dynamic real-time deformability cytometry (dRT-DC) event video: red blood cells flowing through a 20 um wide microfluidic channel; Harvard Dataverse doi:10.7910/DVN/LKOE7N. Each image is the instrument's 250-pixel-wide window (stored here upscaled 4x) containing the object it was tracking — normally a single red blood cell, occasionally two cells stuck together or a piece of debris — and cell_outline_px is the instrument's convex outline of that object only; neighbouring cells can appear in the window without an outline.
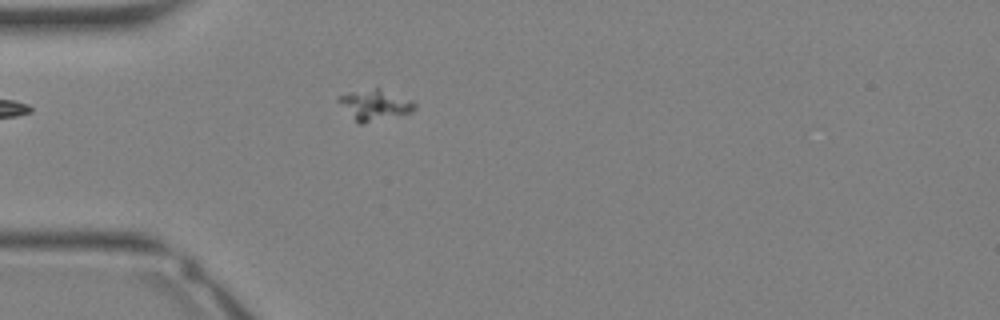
{"species": "Egyptian fruit bat (a non-hibernating species)", "species_latin": "Rousettus aegyptiacus", "temperature_condition": "warm", "stored_images_in_passage": 26, "camera_frame_rate_fps": 3000, "um_per_image_px": 0.085, "animal": {"sex": "female"}, "frame": {"image": 1, "passage_image": 1, "time_ms": 0.0, "image_size_px": [1000, 320], "cell_outline_px": [[416, 108], [412, 112], [360, 124], [336, 100], [340, 96], [352, 92], [376, 88], [380, 88], [412, 100], [416, 104]], "centroid_in_image_um": [31.9, 8.91], "position_along_channel_um": 53.1, "area_um2": 13.12}}
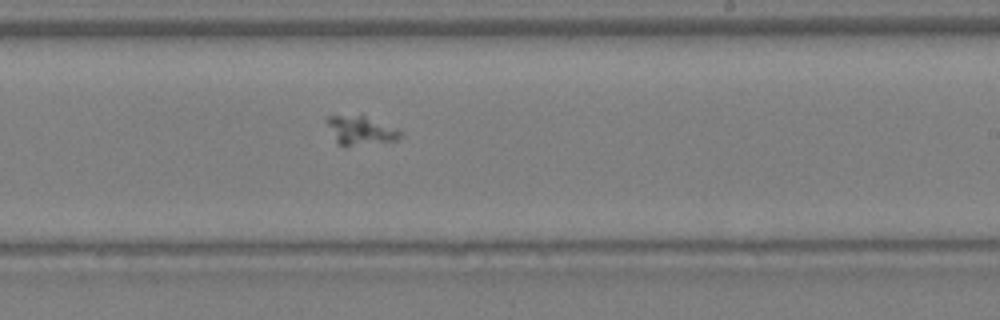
{"frame": {"image": 2, "passage_image": 12, "time_ms": 3.667, "image_size_px": [1000, 320], "cell_outline_px": [[404, 132], [396, 140], [352, 144], [336, 144], [324, 120], [324, 116], [360, 112], [400, 128]], "centroid_in_image_um": [30.63, 10.96], "position_along_channel_um": 258.4, "area_um2": 13.01}}
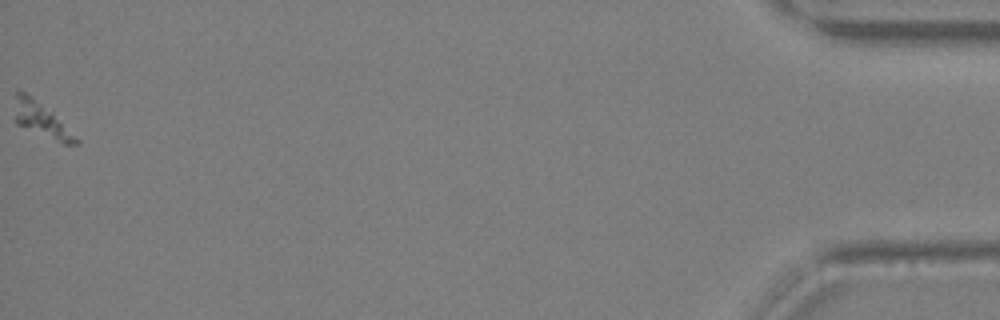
{"frame": {"image": 3, "passage_image": 26, "time_ms": 8.333, "image_size_px": [1000, 320], "cell_outline_px": [[80, 144], [64, 144], [16, 124], [16, 92], [24, 92], [52, 112], [80, 140]], "centroid_in_image_um": [3.56, 10.23], "position_along_channel_um": 431.6, "area_um2": 11.68}}